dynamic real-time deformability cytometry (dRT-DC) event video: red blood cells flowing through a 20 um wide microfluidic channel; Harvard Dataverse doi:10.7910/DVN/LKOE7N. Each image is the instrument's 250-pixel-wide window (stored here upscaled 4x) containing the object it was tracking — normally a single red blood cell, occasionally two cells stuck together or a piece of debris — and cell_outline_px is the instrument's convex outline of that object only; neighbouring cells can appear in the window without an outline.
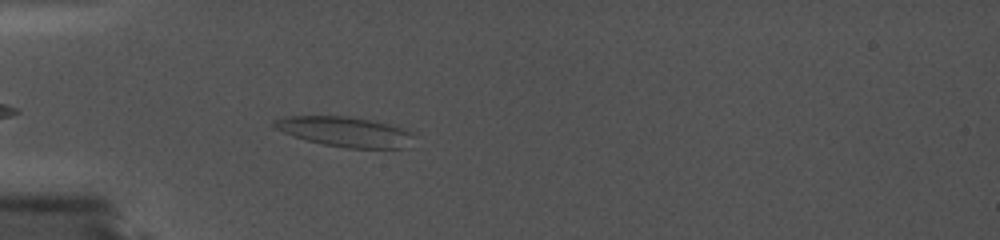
{"species": "common noctule bat (a hibernating species)", "species_latin": "Nyctalus noctula", "temperature_condition": "cold", "stored_images_in_passage": 28, "segment_of_instrument_passage": [1, 2], "camera_frame_rate_fps": 5000, "um_per_image_px": 0.085, "animal": {"sex": "female", "body_mass_g": 19.0, "forearm_length_mm": 56.7}, "frame": {"image": 1, "passage_image": 5, "time_ms": 0.8, "image_size_px": [1000, 240], "cell_outline_px": [[408, 132], [404, 148], [344, 148], [304, 140], [284, 132], [276, 128], [272, 124], [272, 120], [292, 116], [348, 116], [368, 120], [384, 124]], "centroid_in_image_um": [29.13, 11.19], "position_along_channel_um": 55.9, "area_um2": 23.29}}
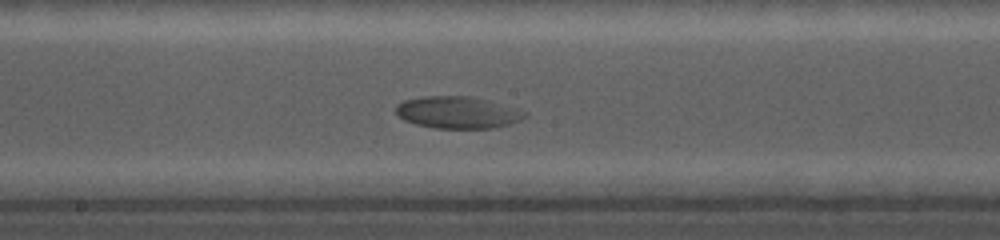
{"frame": {"image": 2, "passage_image": 16, "time_ms": 3.0, "image_size_px": [1000, 240], "cell_outline_px": [[528, 116], [520, 120], [508, 124], [492, 128], [432, 128], [416, 124], [404, 120], [396, 112], [396, 104], [404, 100], [424, 96], [472, 96], [488, 100], [516, 108], [528, 112]], "centroid_in_image_um": [38.91, 9.55], "position_along_channel_um": 209.3, "area_um2": 24.04}}
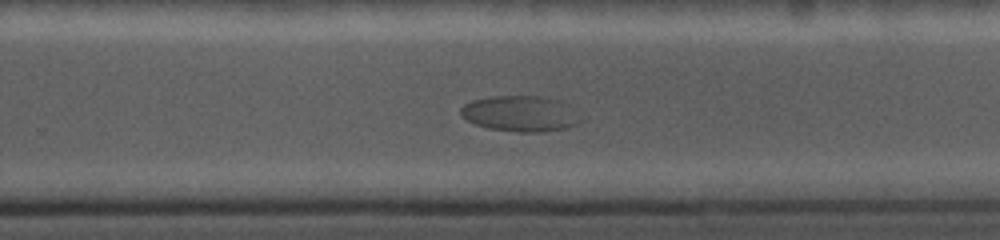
{"frame": {"image": 3, "passage_image": 21, "time_ms": 4.0, "image_size_px": [1000, 240], "cell_outline_px": [[580, 120], [576, 124], [568, 128], [544, 132], [516, 132], [488, 128], [476, 124], [468, 120], [460, 112], [460, 108], [464, 104], [472, 100], [492, 96], [540, 96], [560, 100], [568, 104]], "centroid_in_image_um": [44.22, 9.66], "position_along_channel_um": 285.6, "area_um2": 24.85}}